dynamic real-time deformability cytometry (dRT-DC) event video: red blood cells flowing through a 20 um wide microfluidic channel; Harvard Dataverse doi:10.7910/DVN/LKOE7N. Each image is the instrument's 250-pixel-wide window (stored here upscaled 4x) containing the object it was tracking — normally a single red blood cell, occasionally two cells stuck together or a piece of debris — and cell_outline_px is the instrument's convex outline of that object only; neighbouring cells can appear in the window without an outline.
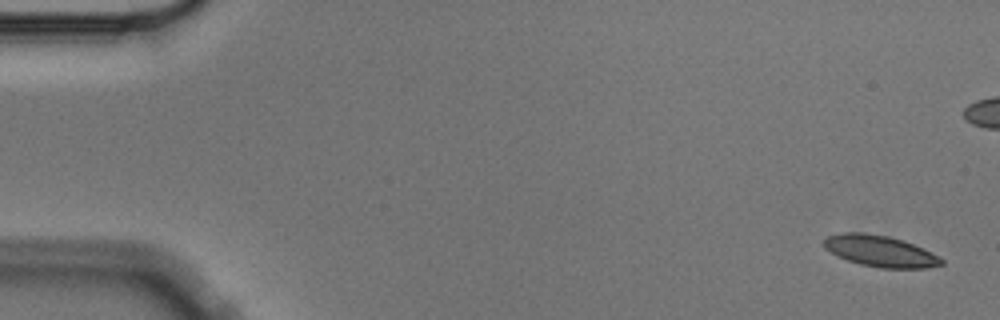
{"species": "Egyptian fruit bat (a non-hibernating species)", "species_latin": "Rousettus aegyptiacus", "temperature_condition": "cold", "stored_images_in_passage": 7, "segment_of_instrument_passage": [1, 2], "camera_frame_rate_fps": 3000, "um_per_image_px": 0.085, "animal": {"sex": "male"}, "frame": {"image": 1, "passage_image": 1, "time_ms": 0.0, "image_size_px": [1000, 320], "cell_outline_px": [[944, 264], [928, 268], [880, 268], [860, 264], [836, 256], [824, 248], [824, 240], [828, 236], [840, 232], [864, 232], [888, 236], [904, 240], [940, 256], [944, 260]], "centroid_in_image_um": [74.82, 21.34], "position_along_channel_um": 10.2, "area_um2": 21.62}}
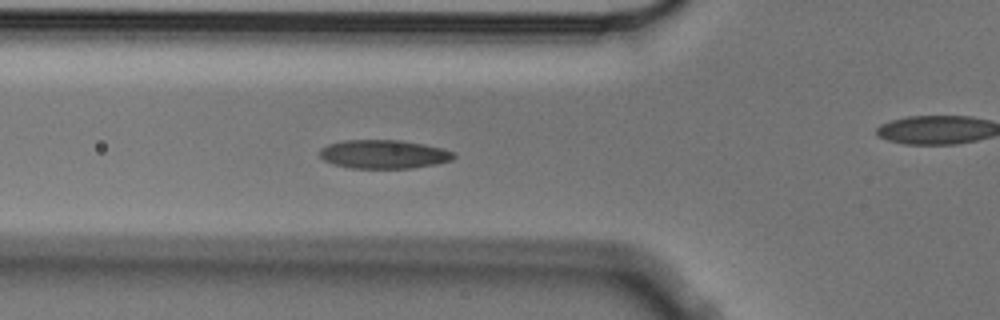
{"frame": {"image": 2, "passage_image": 6, "time_ms": 1.667, "image_size_px": [1000, 320], "cell_outline_px": [[456, 156], [452, 160], [436, 164], [412, 168], [352, 168], [332, 164], [324, 160], [320, 156], [320, 148], [328, 144], [344, 140], [400, 140], [424, 144], [456, 152]], "centroid_in_image_um": [32.62, 13.11], "position_along_channel_um": 93.2, "area_um2": 22.48}}